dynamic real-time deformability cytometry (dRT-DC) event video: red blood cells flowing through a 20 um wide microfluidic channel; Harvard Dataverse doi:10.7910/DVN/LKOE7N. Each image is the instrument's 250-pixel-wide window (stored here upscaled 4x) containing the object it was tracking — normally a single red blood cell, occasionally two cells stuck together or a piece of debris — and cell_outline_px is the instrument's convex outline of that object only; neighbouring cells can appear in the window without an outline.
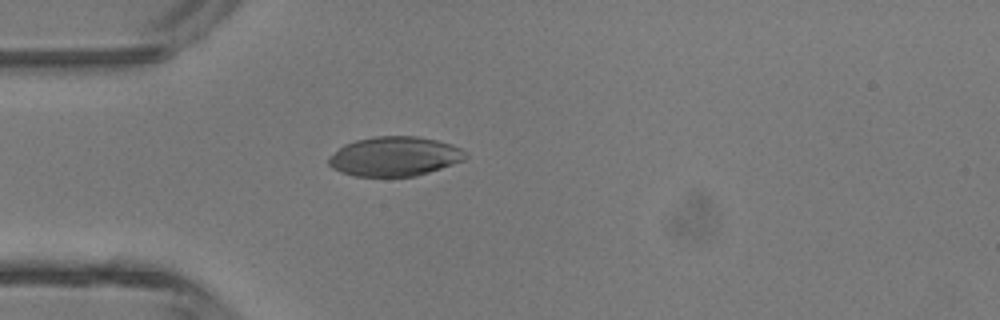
{"species": "common noctule bat (a hibernating species)", "species_latin": "Nyctalus noctula", "temperature_condition": "room temperature", "stored_images_in_passage": 4, "camera_frame_rate_fps": 3000, "um_per_image_px": 0.085, "animal": {"sex": "male", "body_mass_g": 13.3}, "frame": {"image": 1, "passage_image": 4, "time_ms": 1.0, "image_size_px": [1000, 320], "cell_outline_px": [[468, 156], [464, 160], [416, 176], [356, 176], [340, 172], [332, 168], [328, 164], [328, 156], [344, 144], [356, 140], [376, 136], [416, 136], [436, 140], [452, 144], [468, 152]], "centroid_in_image_um": [33.53, 13.29], "position_along_channel_um": 51.5, "area_um2": 31.5}}